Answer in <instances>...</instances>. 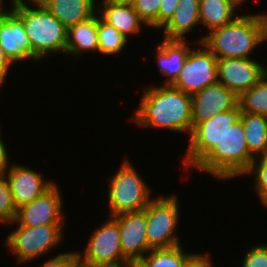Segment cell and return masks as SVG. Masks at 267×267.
Masks as SVG:
<instances>
[{
    "label": "cell",
    "mask_w": 267,
    "mask_h": 267,
    "mask_svg": "<svg viewBox=\"0 0 267 267\" xmlns=\"http://www.w3.org/2000/svg\"><path fill=\"white\" fill-rule=\"evenodd\" d=\"M141 101L130 121L140 128L170 130L176 133L192 132L191 95L171 85L144 86Z\"/></svg>",
    "instance_id": "obj_1"
},
{
    "label": "cell",
    "mask_w": 267,
    "mask_h": 267,
    "mask_svg": "<svg viewBox=\"0 0 267 267\" xmlns=\"http://www.w3.org/2000/svg\"><path fill=\"white\" fill-rule=\"evenodd\" d=\"M199 38L195 43H203L217 59L252 58L254 50L267 43V14L239 15L231 23Z\"/></svg>",
    "instance_id": "obj_2"
},
{
    "label": "cell",
    "mask_w": 267,
    "mask_h": 267,
    "mask_svg": "<svg viewBox=\"0 0 267 267\" xmlns=\"http://www.w3.org/2000/svg\"><path fill=\"white\" fill-rule=\"evenodd\" d=\"M10 2L8 7L21 19L30 45L41 60L52 54H66L67 28L38 0Z\"/></svg>",
    "instance_id": "obj_3"
},
{
    "label": "cell",
    "mask_w": 267,
    "mask_h": 267,
    "mask_svg": "<svg viewBox=\"0 0 267 267\" xmlns=\"http://www.w3.org/2000/svg\"><path fill=\"white\" fill-rule=\"evenodd\" d=\"M255 158L250 154L241 121L229 126L219 143L193 168L217 178L243 177Z\"/></svg>",
    "instance_id": "obj_4"
},
{
    "label": "cell",
    "mask_w": 267,
    "mask_h": 267,
    "mask_svg": "<svg viewBox=\"0 0 267 267\" xmlns=\"http://www.w3.org/2000/svg\"><path fill=\"white\" fill-rule=\"evenodd\" d=\"M125 158L121 161L122 164L117 172L107 181L110 216L142 211L154 198L151 187L127 159V156Z\"/></svg>",
    "instance_id": "obj_5"
},
{
    "label": "cell",
    "mask_w": 267,
    "mask_h": 267,
    "mask_svg": "<svg viewBox=\"0 0 267 267\" xmlns=\"http://www.w3.org/2000/svg\"><path fill=\"white\" fill-rule=\"evenodd\" d=\"M17 225L5 239V244L11 254L15 255L16 266L49 256L55 248L63 243L64 225H40L35 227L20 226L15 220L8 224Z\"/></svg>",
    "instance_id": "obj_6"
},
{
    "label": "cell",
    "mask_w": 267,
    "mask_h": 267,
    "mask_svg": "<svg viewBox=\"0 0 267 267\" xmlns=\"http://www.w3.org/2000/svg\"><path fill=\"white\" fill-rule=\"evenodd\" d=\"M180 200L178 195L155 196L146 207V236L149 250L170 248L180 243ZM178 226V227H177ZM178 229V230H177Z\"/></svg>",
    "instance_id": "obj_7"
},
{
    "label": "cell",
    "mask_w": 267,
    "mask_h": 267,
    "mask_svg": "<svg viewBox=\"0 0 267 267\" xmlns=\"http://www.w3.org/2000/svg\"><path fill=\"white\" fill-rule=\"evenodd\" d=\"M242 110L238 105L232 110L216 113L213 117L199 123L188 136L183 169L189 172L220 142L229 126L240 121Z\"/></svg>",
    "instance_id": "obj_8"
},
{
    "label": "cell",
    "mask_w": 267,
    "mask_h": 267,
    "mask_svg": "<svg viewBox=\"0 0 267 267\" xmlns=\"http://www.w3.org/2000/svg\"><path fill=\"white\" fill-rule=\"evenodd\" d=\"M108 217L91 233L85 249L77 251L79 264L95 267L127 261L122 254L118 222L112 216Z\"/></svg>",
    "instance_id": "obj_9"
},
{
    "label": "cell",
    "mask_w": 267,
    "mask_h": 267,
    "mask_svg": "<svg viewBox=\"0 0 267 267\" xmlns=\"http://www.w3.org/2000/svg\"><path fill=\"white\" fill-rule=\"evenodd\" d=\"M194 47L190 49L179 76L171 85L189 95L218 83L217 57L203 43Z\"/></svg>",
    "instance_id": "obj_10"
},
{
    "label": "cell",
    "mask_w": 267,
    "mask_h": 267,
    "mask_svg": "<svg viewBox=\"0 0 267 267\" xmlns=\"http://www.w3.org/2000/svg\"><path fill=\"white\" fill-rule=\"evenodd\" d=\"M64 204L59 185L55 182L31 203L21 206L15 221L24 227L64 225L66 220L63 212Z\"/></svg>",
    "instance_id": "obj_11"
},
{
    "label": "cell",
    "mask_w": 267,
    "mask_h": 267,
    "mask_svg": "<svg viewBox=\"0 0 267 267\" xmlns=\"http://www.w3.org/2000/svg\"><path fill=\"white\" fill-rule=\"evenodd\" d=\"M218 83L238 98L259 82L264 64L253 58H222L217 60Z\"/></svg>",
    "instance_id": "obj_12"
},
{
    "label": "cell",
    "mask_w": 267,
    "mask_h": 267,
    "mask_svg": "<svg viewBox=\"0 0 267 267\" xmlns=\"http://www.w3.org/2000/svg\"><path fill=\"white\" fill-rule=\"evenodd\" d=\"M6 179L17 209L31 203L55 183L53 179H45L44 175L33 170L32 167L17 164V162L10 164Z\"/></svg>",
    "instance_id": "obj_13"
},
{
    "label": "cell",
    "mask_w": 267,
    "mask_h": 267,
    "mask_svg": "<svg viewBox=\"0 0 267 267\" xmlns=\"http://www.w3.org/2000/svg\"><path fill=\"white\" fill-rule=\"evenodd\" d=\"M0 46L13 64L26 60L42 61L34 53L21 19L11 9L0 16Z\"/></svg>",
    "instance_id": "obj_14"
},
{
    "label": "cell",
    "mask_w": 267,
    "mask_h": 267,
    "mask_svg": "<svg viewBox=\"0 0 267 267\" xmlns=\"http://www.w3.org/2000/svg\"><path fill=\"white\" fill-rule=\"evenodd\" d=\"M112 217L118 222L123 257L127 261L141 260L149 252L146 236V208Z\"/></svg>",
    "instance_id": "obj_15"
},
{
    "label": "cell",
    "mask_w": 267,
    "mask_h": 267,
    "mask_svg": "<svg viewBox=\"0 0 267 267\" xmlns=\"http://www.w3.org/2000/svg\"><path fill=\"white\" fill-rule=\"evenodd\" d=\"M238 106V97L225 86L216 83L191 95L192 130L216 113L232 110Z\"/></svg>",
    "instance_id": "obj_16"
},
{
    "label": "cell",
    "mask_w": 267,
    "mask_h": 267,
    "mask_svg": "<svg viewBox=\"0 0 267 267\" xmlns=\"http://www.w3.org/2000/svg\"><path fill=\"white\" fill-rule=\"evenodd\" d=\"M154 49V58L158 64V70L163 77L162 85H172L184 63L187 59L188 53L191 49L192 42L188 40H169L161 39ZM191 42V44H190ZM189 44V45H188Z\"/></svg>",
    "instance_id": "obj_17"
},
{
    "label": "cell",
    "mask_w": 267,
    "mask_h": 267,
    "mask_svg": "<svg viewBox=\"0 0 267 267\" xmlns=\"http://www.w3.org/2000/svg\"><path fill=\"white\" fill-rule=\"evenodd\" d=\"M98 2H100L97 3L99 16L127 40H130V36L138 35L142 32V27L146 26L131 5L111 3L106 0Z\"/></svg>",
    "instance_id": "obj_18"
},
{
    "label": "cell",
    "mask_w": 267,
    "mask_h": 267,
    "mask_svg": "<svg viewBox=\"0 0 267 267\" xmlns=\"http://www.w3.org/2000/svg\"><path fill=\"white\" fill-rule=\"evenodd\" d=\"M67 29L97 13V0H38Z\"/></svg>",
    "instance_id": "obj_19"
},
{
    "label": "cell",
    "mask_w": 267,
    "mask_h": 267,
    "mask_svg": "<svg viewBox=\"0 0 267 267\" xmlns=\"http://www.w3.org/2000/svg\"><path fill=\"white\" fill-rule=\"evenodd\" d=\"M199 24V0H180L172 18L160 30L164 39L186 40Z\"/></svg>",
    "instance_id": "obj_20"
},
{
    "label": "cell",
    "mask_w": 267,
    "mask_h": 267,
    "mask_svg": "<svg viewBox=\"0 0 267 267\" xmlns=\"http://www.w3.org/2000/svg\"><path fill=\"white\" fill-rule=\"evenodd\" d=\"M86 52L98 53L97 13L67 29L66 55L78 60Z\"/></svg>",
    "instance_id": "obj_21"
},
{
    "label": "cell",
    "mask_w": 267,
    "mask_h": 267,
    "mask_svg": "<svg viewBox=\"0 0 267 267\" xmlns=\"http://www.w3.org/2000/svg\"><path fill=\"white\" fill-rule=\"evenodd\" d=\"M240 9L233 0H199L200 25L208 33L231 23Z\"/></svg>",
    "instance_id": "obj_22"
},
{
    "label": "cell",
    "mask_w": 267,
    "mask_h": 267,
    "mask_svg": "<svg viewBox=\"0 0 267 267\" xmlns=\"http://www.w3.org/2000/svg\"><path fill=\"white\" fill-rule=\"evenodd\" d=\"M241 123L250 154L260 157L267 153V116L242 112Z\"/></svg>",
    "instance_id": "obj_23"
},
{
    "label": "cell",
    "mask_w": 267,
    "mask_h": 267,
    "mask_svg": "<svg viewBox=\"0 0 267 267\" xmlns=\"http://www.w3.org/2000/svg\"><path fill=\"white\" fill-rule=\"evenodd\" d=\"M98 54L114 56L127 47V40L117 29L106 23L97 13Z\"/></svg>",
    "instance_id": "obj_24"
},
{
    "label": "cell",
    "mask_w": 267,
    "mask_h": 267,
    "mask_svg": "<svg viewBox=\"0 0 267 267\" xmlns=\"http://www.w3.org/2000/svg\"><path fill=\"white\" fill-rule=\"evenodd\" d=\"M181 245L151 249L141 259V261L147 267H184L187 260L193 255V253H186Z\"/></svg>",
    "instance_id": "obj_25"
},
{
    "label": "cell",
    "mask_w": 267,
    "mask_h": 267,
    "mask_svg": "<svg viewBox=\"0 0 267 267\" xmlns=\"http://www.w3.org/2000/svg\"><path fill=\"white\" fill-rule=\"evenodd\" d=\"M242 112L267 116V76L264 74L259 82L238 98Z\"/></svg>",
    "instance_id": "obj_26"
},
{
    "label": "cell",
    "mask_w": 267,
    "mask_h": 267,
    "mask_svg": "<svg viewBox=\"0 0 267 267\" xmlns=\"http://www.w3.org/2000/svg\"><path fill=\"white\" fill-rule=\"evenodd\" d=\"M247 175H254L253 189L257 193L260 204L267 209V153L253 160L244 177Z\"/></svg>",
    "instance_id": "obj_27"
},
{
    "label": "cell",
    "mask_w": 267,
    "mask_h": 267,
    "mask_svg": "<svg viewBox=\"0 0 267 267\" xmlns=\"http://www.w3.org/2000/svg\"><path fill=\"white\" fill-rule=\"evenodd\" d=\"M16 208L6 175L0 176V223L10 224L16 219Z\"/></svg>",
    "instance_id": "obj_28"
},
{
    "label": "cell",
    "mask_w": 267,
    "mask_h": 267,
    "mask_svg": "<svg viewBox=\"0 0 267 267\" xmlns=\"http://www.w3.org/2000/svg\"><path fill=\"white\" fill-rule=\"evenodd\" d=\"M161 2L162 0H135L132 6L147 27L159 30V8Z\"/></svg>",
    "instance_id": "obj_29"
},
{
    "label": "cell",
    "mask_w": 267,
    "mask_h": 267,
    "mask_svg": "<svg viewBox=\"0 0 267 267\" xmlns=\"http://www.w3.org/2000/svg\"><path fill=\"white\" fill-rule=\"evenodd\" d=\"M247 250L241 267H267V244L257 243Z\"/></svg>",
    "instance_id": "obj_30"
},
{
    "label": "cell",
    "mask_w": 267,
    "mask_h": 267,
    "mask_svg": "<svg viewBox=\"0 0 267 267\" xmlns=\"http://www.w3.org/2000/svg\"><path fill=\"white\" fill-rule=\"evenodd\" d=\"M79 264L77 251L59 252L38 267H76Z\"/></svg>",
    "instance_id": "obj_31"
},
{
    "label": "cell",
    "mask_w": 267,
    "mask_h": 267,
    "mask_svg": "<svg viewBox=\"0 0 267 267\" xmlns=\"http://www.w3.org/2000/svg\"><path fill=\"white\" fill-rule=\"evenodd\" d=\"M180 0H162L159 8V29L162 28L173 16Z\"/></svg>",
    "instance_id": "obj_32"
},
{
    "label": "cell",
    "mask_w": 267,
    "mask_h": 267,
    "mask_svg": "<svg viewBox=\"0 0 267 267\" xmlns=\"http://www.w3.org/2000/svg\"><path fill=\"white\" fill-rule=\"evenodd\" d=\"M209 251L204 254L195 253L187 260L184 267H214Z\"/></svg>",
    "instance_id": "obj_33"
},
{
    "label": "cell",
    "mask_w": 267,
    "mask_h": 267,
    "mask_svg": "<svg viewBox=\"0 0 267 267\" xmlns=\"http://www.w3.org/2000/svg\"><path fill=\"white\" fill-rule=\"evenodd\" d=\"M1 131L2 130H0V133ZM1 135L2 133L0 134V176L6 175L8 168L11 164V161L9 160V150L7 149V145H5V141L2 139Z\"/></svg>",
    "instance_id": "obj_34"
},
{
    "label": "cell",
    "mask_w": 267,
    "mask_h": 267,
    "mask_svg": "<svg viewBox=\"0 0 267 267\" xmlns=\"http://www.w3.org/2000/svg\"><path fill=\"white\" fill-rule=\"evenodd\" d=\"M13 63L9 60V58L5 55L3 48L0 46V80L5 84L7 74L9 75V70L11 66L13 67Z\"/></svg>",
    "instance_id": "obj_35"
},
{
    "label": "cell",
    "mask_w": 267,
    "mask_h": 267,
    "mask_svg": "<svg viewBox=\"0 0 267 267\" xmlns=\"http://www.w3.org/2000/svg\"><path fill=\"white\" fill-rule=\"evenodd\" d=\"M128 267H147L141 260H129Z\"/></svg>",
    "instance_id": "obj_36"
},
{
    "label": "cell",
    "mask_w": 267,
    "mask_h": 267,
    "mask_svg": "<svg viewBox=\"0 0 267 267\" xmlns=\"http://www.w3.org/2000/svg\"><path fill=\"white\" fill-rule=\"evenodd\" d=\"M95 267H128V261L117 263V264L98 265Z\"/></svg>",
    "instance_id": "obj_37"
},
{
    "label": "cell",
    "mask_w": 267,
    "mask_h": 267,
    "mask_svg": "<svg viewBox=\"0 0 267 267\" xmlns=\"http://www.w3.org/2000/svg\"><path fill=\"white\" fill-rule=\"evenodd\" d=\"M109 1L111 3H117V4H124V5H133V3L135 2V0H106Z\"/></svg>",
    "instance_id": "obj_38"
},
{
    "label": "cell",
    "mask_w": 267,
    "mask_h": 267,
    "mask_svg": "<svg viewBox=\"0 0 267 267\" xmlns=\"http://www.w3.org/2000/svg\"><path fill=\"white\" fill-rule=\"evenodd\" d=\"M5 5H6L5 1L0 0V16H2L9 9V7L5 8Z\"/></svg>",
    "instance_id": "obj_39"
},
{
    "label": "cell",
    "mask_w": 267,
    "mask_h": 267,
    "mask_svg": "<svg viewBox=\"0 0 267 267\" xmlns=\"http://www.w3.org/2000/svg\"><path fill=\"white\" fill-rule=\"evenodd\" d=\"M239 7L243 6L242 4H244L245 2H247V0H233Z\"/></svg>",
    "instance_id": "obj_40"
},
{
    "label": "cell",
    "mask_w": 267,
    "mask_h": 267,
    "mask_svg": "<svg viewBox=\"0 0 267 267\" xmlns=\"http://www.w3.org/2000/svg\"><path fill=\"white\" fill-rule=\"evenodd\" d=\"M267 62V60H266ZM264 74L267 76V65L264 66Z\"/></svg>",
    "instance_id": "obj_41"
},
{
    "label": "cell",
    "mask_w": 267,
    "mask_h": 267,
    "mask_svg": "<svg viewBox=\"0 0 267 267\" xmlns=\"http://www.w3.org/2000/svg\"><path fill=\"white\" fill-rule=\"evenodd\" d=\"M3 86H4V83L0 80V90L1 88H3Z\"/></svg>",
    "instance_id": "obj_42"
},
{
    "label": "cell",
    "mask_w": 267,
    "mask_h": 267,
    "mask_svg": "<svg viewBox=\"0 0 267 267\" xmlns=\"http://www.w3.org/2000/svg\"><path fill=\"white\" fill-rule=\"evenodd\" d=\"M76 267H87V266H84V265L78 264Z\"/></svg>",
    "instance_id": "obj_43"
}]
</instances>
